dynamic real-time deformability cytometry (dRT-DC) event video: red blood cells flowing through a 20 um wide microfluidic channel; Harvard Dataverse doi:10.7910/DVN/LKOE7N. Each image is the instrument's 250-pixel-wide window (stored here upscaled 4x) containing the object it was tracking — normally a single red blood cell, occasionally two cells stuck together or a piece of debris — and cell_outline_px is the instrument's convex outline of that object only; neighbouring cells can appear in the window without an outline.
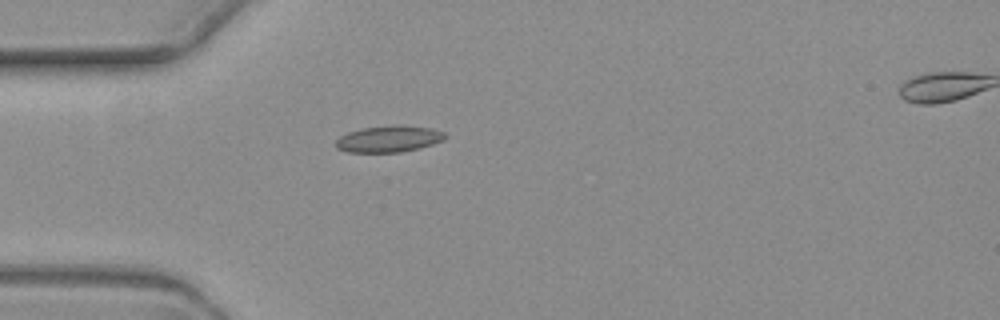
{"species": "common noctule bat (a hibernating species)", "species_latin": "Nyctalus noctula", "temperature_condition": "warm", "stored_images_in_passage": 2, "camera_frame_rate_fps": 3000, "um_per_image_px": 0.085, "animal": {"sex": "female", "body_mass_g": 19.3, "forearm_length_mm": 54.1}, "frame": {"image": 1, "passage_image": 1, "time_ms": 0.0, "image_size_px": [1000, 320], "cell_outline_px": [[448, 136], [444, 140], [420, 148], [400, 152], [348, 152], [336, 148], [336, 140], [340, 136], [348, 132], [364, 128], [396, 124], [404, 124], [432, 128], [444, 132]], "centroid_in_image_um": [33.09, 11.79], "position_along_channel_um": 51.9, "area_um2": 17.05}}